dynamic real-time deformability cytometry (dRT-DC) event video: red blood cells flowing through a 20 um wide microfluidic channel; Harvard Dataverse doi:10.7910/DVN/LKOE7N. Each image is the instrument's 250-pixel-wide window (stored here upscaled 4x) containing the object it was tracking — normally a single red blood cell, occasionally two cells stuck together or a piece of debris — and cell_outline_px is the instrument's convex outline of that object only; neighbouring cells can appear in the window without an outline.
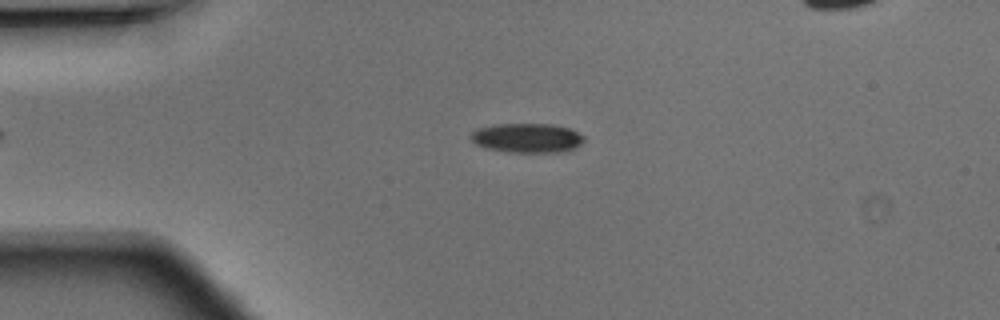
{"species": "Egyptian fruit bat (a non-hibernating species)", "species_latin": "Rousettus aegyptiacus", "temperature_condition": "warm", "stored_images_in_passage": 35, "camera_frame_rate_fps": 3000, "um_per_image_px": 0.085, "animal": {"sex": "male"}, "frame": {"image": 1, "passage_image": 11, "time_ms": 3.333, "image_size_px": [1000, 320], "cell_outline_px": [[584, 140], [576, 148], [560, 152], [512, 152], [488, 148], [476, 144], [468, 136], [476, 128], [496, 124], [552, 124], [572, 128], [584, 136]], "centroid_in_image_um": [44.82, 11.71], "position_along_channel_um": 40.2, "area_um2": 19.48}}
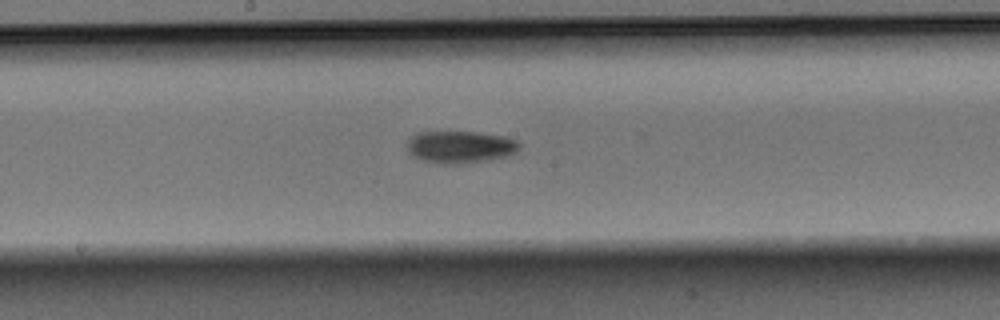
{"frame": {"image": 2, "passage_image": 25, "time_ms": 8.0, "image_size_px": [1000, 320], "cell_outline_px": [[520, 148], [516, 152], [508, 156], [456, 164], [444, 164], [424, 160], [408, 152], [408, 140], [416, 132], [476, 132], [504, 136], [516, 140], [520, 144]], "centroid_in_image_um": [39.13, 12.47], "position_along_channel_um": 209.1, "area_um2": 20.75}}
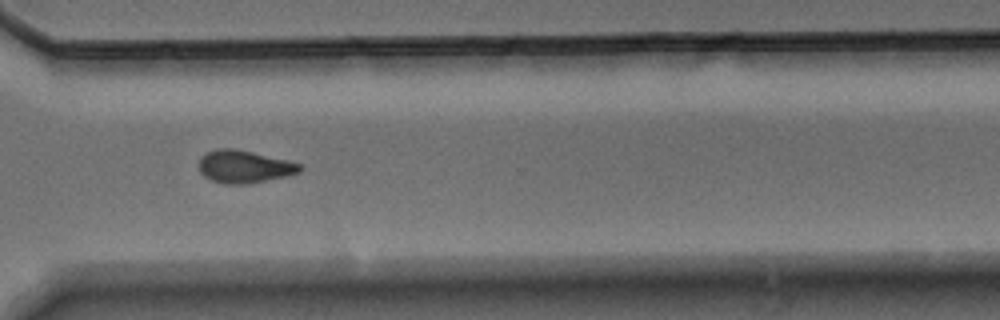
{"frame": {"image": 3, "passage_image": 35, "time_ms": 11.333, "image_size_px": [1000, 320], "cell_outline_px": [[304, 168], [300, 172], [284, 176], [244, 184], [224, 184], [212, 180], [204, 176], [200, 172], [200, 156], [216, 148], [236, 148], [288, 160], [300, 164]], "centroid_in_image_um": [20.75, 14.14], "position_along_channel_um": 349.9, "area_um2": 19.07}}